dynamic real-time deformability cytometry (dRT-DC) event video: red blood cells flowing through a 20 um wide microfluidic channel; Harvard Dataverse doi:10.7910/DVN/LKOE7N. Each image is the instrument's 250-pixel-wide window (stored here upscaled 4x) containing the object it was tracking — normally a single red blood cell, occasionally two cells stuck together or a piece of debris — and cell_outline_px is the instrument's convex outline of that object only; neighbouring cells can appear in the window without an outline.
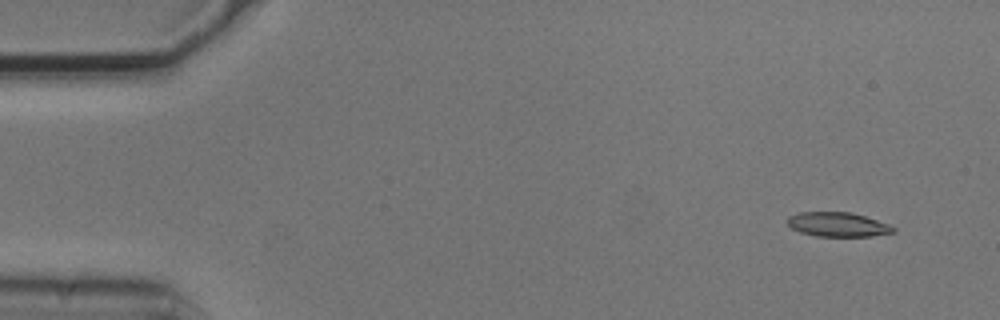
{"species": "common noctule bat (a hibernating species)", "species_latin": "Nyctalus noctula", "temperature_condition": "cold", "stored_images_in_passage": 4, "camera_frame_rate_fps": 3000, "um_per_image_px": 0.085, "animal": {"sex": "male", "body_mass_g": 20.5, "forearm_length_mm": 52.5}, "frame": {"image": 1, "passage_image": 2, "time_ms": 0.333, "image_size_px": [1000, 320], "cell_outline_px": [[896, 232], [872, 236], [816, 236], [800, 232], [792, 228], [784, 220], [788, 216], [800, 212], [852, 212], [888, 224], [896, 228]], "centroid_in_image_um": [71.19, 19.08], "position_along_channel_um": 13.8, "area_um2": 15.09}}